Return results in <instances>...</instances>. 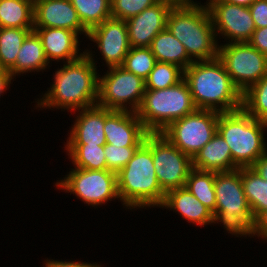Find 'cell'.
I'll list each match as a JSON object with an SVG mask.
<instances>
[{"label":"cell","mask_w":267,"mask_h":267,"mask_svg":"<svg viewBox=\"0 0 267 267\" xmlns=\"http://www.w3.org/2000/svg\"><path fill=\"white\" fill-rule=\"evenodd\" d=\"M118 195L127 207H161L165 192L161 189L153 164L151 133L137 148L128 163L117 173Z\"/></svg>","instance_id":"3"},{"label":"cell","mask_w":267,"mask_h":267,"mask_svg":"<svg viewBox=\"0 0 267 267\" xmlns=\"http://www.w3.org/2000/svg\"><path fill=\"white\" fill-rule=\"evenodd\" d=\"M262 179L267 180V150L251 166Z\"/></svg>","instance_id":"38"},{"label":"cell","mask_w":267,"mask_h":267,"mask_svg":"<svg viewBox=\"0 0 267 267\" xmlns=\"http://www.w3.org/2000/svg\"><path fill=\"white\" fill-rule=\"evenodd\" d=\"M139 146L119 147L106 143L104 154L107 170L116 174L128 163Z\"/></svg>","instance_id":"34"},{"label":"cell","mask_w":267,"mask_h":267,"mask_svg":"<svg viewBox=\"0 0 267 267\" xmlns=\"http://www.w3.org/2000/svg\"><path fill=\"white\" fill-rule=\"evenodd\" d=\"M144 93L145 80L121 66L110 67L106 75L98 77L97 105L100 107L136 113ZM127 102L132 110L127 109Z\"/></svg>","instance_id":"9"},{"label":"cell","mask_w":267,"mask_h":267,"mask_svg":"<svg viewBox=\"0 0 267 267\" xmlns=\"http://www.w3.org/2000/svg\"><path fill=\"white\" fill-rule=\"evenodd\" d=\"M14 79L9 70L3 69L0 67V96L3 91L11 83V80Z\"/></svg>","instance_id":"40"},{"label":"cell","mask_w":267,"mask_h":267,"mask_svg":"<svg viewBox=\"0 0 267 267\" xmlns=\"http://www.w3.org/2000/svg\"><path fill=\"white\" fill-rule=\"evenodd\" d=\"M151 152L161 189L166 193L172 189L185 187L192 169V159L161 133H151Z\"/></svg>","instance_id":"11"},{"label":"cell","mask_w":267,"mask_h":267,"mask_svg":"<svg viewBox=\"0 0 267 267\" xmlns=\"http://www.w3.org/2000/svg\"><path fill=\"white\" fill-rule=\"evenodd\" d=\"M184 80L197 109L224 113L242 108V93L233 84L218 57L208 61H194L184 70Z\"/></svg>","instance_id":"1"},{"label":"cell","mask_w":267,"mask_h":267,"mask_svg":"<svg viewBox=\"0 0 267 267\" xmlns=\"http://www.w3.org/2000/svg\"><path fill=\"white\" fill-rule=\"evenodd\" d=\"M155 63V56L149 47H131L121 67L146 80Z\"/></svg>","instance_id":"32"},{"label":"cell","mask_w":267,"mask_h":267,"mask_svg":"<svg viewBox=\"0 0 267 267\" xmlns=\"http://www.w3.org/2000/svg\"><path fill=\"white\" fill-rule=\"evenodd\" d=\"M156 61L171 63L185 70L194 61L188 56L184 45L165 28L157 34L150 44Z\"/></svg>","instance_id":"22"},{"label":"cell","mask_w":267,"mask_h":267,"mask_svg":"<svg viewBox=\"0 0 267 267\" xmlns=\"http://www.w3.org/2000/svg\"><path fill=\"white\" fill-rule=\"evenodd\" d=\"M34 27L68 29L76 33L89 31L83 26L70 0H34Z\"/></svg>","instance_id":"16"},{"label":"cell","mask_w":267,"mask_h":267,"mask_svg":"<svg viewBox=\"0 0 267 267\" xmlns=\"http://www.w3.org/2000/svg\"><path fill=\"white\" fill-rule=\"evenodd\" d=\"M178 211L188 222L205 225L214 223L213 212L204 206L186 187L169 190L161 205Z\"/></svg>","instance_id":"21"},{"label":"cell","mask_w":267,"mask_h":267,"mask_svg":"<svg viewBox=\"0 0 267 267\" xmlns=\"http://www.w3.org/2000/svg\"><path fill=\"white\" fill-rule=\"evenodd\" d=\"M49 61L46 58L42 42L38 34L32 30L23 41L15 64L9 69L12 76L28 71L45 69Z\"/></svg>","instance_id":"23"},{"label":"cell","mask_w":267,"mask_h":267,"mask_svg":"<svg viewBox=\"0 0 267 267\" xmlns=\"http://www.w3.org/2000/svg\"><path fill=\"white\" fill-rule=\"evenodd\" d=\"M158 0H111L112 18L126 21L153 6Z\"/></svg>","instance_id":"33"},{"label":"cell","mask_w":267,"mask_h":267,"mask_svg":"<svg viewBox=\"0 0 267 267\" xmlns=\"http://www.w3.org/2000/svg\"><path fill=\"white\" fill-rule=\"evenodd\" d=\"M242 108L255 119L267 123V74L242 94Z\"/></svg>","instance_id":"30"},{"label":"cell","mask_w":267,"mask_h":267,"mask_svg":"<svg viewBox=\"0 0 267 267\" xmlns=\"http://www.w3.org/2000/svg\"><path fill=\"white\" fill-rule=\"evenodd\" d=\"M65 147L76 168L107 170L104 146L97 144H67Z\"/></svg>","instance_id":"27"},{"label":"cell","mask_w":267,"mask_h":267,"mask_svg":"<svg viewBox=\"0 0 267 267\" xmlns=\"http://www.w3.org/2000/svg\"><path fill=\"white\" fill-rule=\"evenodd\" d=\"M106 143L119 147L140 146L149 132L135 112L113 110L105 118Z\"/></svg>","instance_id":"17"},{"label":"cell","mask_w":267,"mask_h":267,"mask_svg":"<svg viewBox=\"0 0 267 267\" xmlns=\"http://www.w3.org/2000/svg\"><path fill=\"white\" fill-rule=\"evenodd\" d=\"M219 114L214 110L197 109L172 122L161 134L193 159L216 134Z\"/></svg>","instance_id":"8"},{"label":"cell","mask_w":267,"mask_h":267,"mask_svg":"<svg viewBox=\"0 0 267 267\" xmlns=\"http://www.w3.org/2000/svg\"><path fill=\"white\" fill-rule=\"evenodd\" d=\"M66 176L56 186L75 193L88 205L97 206L112 198H119L115 172L75 168Z\"/></svg>","instance_id":"12"},{"label":"cell","mask_w":267,"mask_h":267,"mask_svg":"<svg viewBox=\"0 0 267 267\" xmlns=\"http://www.w3.org/2000/svg\"><path fill=\"white\" fill-rule=\"evenodd\" d=\"M267 239V210L261 212L254 219V235Z\"/></svg>","instance_id":"37"},{"label":"cell","mask_w":267,"mask_h":267,"mask_svg":"<svg viewBox=\"0 0 267 267\" xmlns=\"http://www.w3.org/2000/svg\"><path fill=\"white\" fill-rule=\"evenodd\" d=\"M33 29L0 28V67L9 70L16 62L17 54L26 36Z\"/></svg>","instance_id":"29"},{"label":"cell","mask_w":267,"mask_h":267,"mask_svg":"<svg viewBox=\"0 0 267 267\" xmlns=\"http://www.w3.org/2000/svg\"><path fill=\"white\" fill-rule=\"evenodd\" d=\"M162 2H167L171 4L173 7L177 6H192L195 5L196 3L192 0H158Z\"/></svg>","instance_id":"41"},{"label":"cell","mask_w":267,"mask_h":267,"mask_svg":"<svg viewBox=\"0 0 267 267\" xmlns=\"http://www.w3.org/2000/svg\"><path fill=\"white\" fill-rule=\"evenodd\" d=\"M267 123L259 121L243 108L220 113L217 132L231 150L233 162L240 167H251L266 151L263 130Z\"/></svg>","instance_id":"5"},{"label":"cell","mask_w":267,"mask_h":267,"mask_svg":"<svg viewBox=\"0 0 267 267\" xmlns=\"http://www.w3.org/2000/svg\"><path fill=\"white\" fill-rule=\"evenodd\" d=\"M184 79V70L177 65L156 61L148 78L145 89L160 90L172 87Z\"/></svg>","instance_id":"31"},{"label":"cell","mask_w":267,"mask_h":267,"mask_svg":"<svg viewBox=\"0 0 267 267\" xmlns=\"http://www.w3.org/2000/svg\"><path fill=\"white\" fill-rule=\"evenodd\" d=\"M192 168L203 171L227 172L239 167L232 160L231 150L227 142L216 132L212 139L194 156Z\"/></svg>","instance_id":"20"},{"label":"cell","mask_w":267,"mask_h":267,"mask_svg":"<svg viewBox=\"0 0 267 267\" xmlns=\"http://www.w3.org/2000/svg\"><path fill=\"white\" fill-rule=\"evenodd\" d=\"M166 28L184 45L191 60L208 61L218 57L217 34L206 5L172 7Z\"/></svg>","instance_id":"4"},{"label":"cell","mask_w":267,"mask_h":267,"mask_svg":"<svg viewBox=\"0 0 267 267\" xmlns=\"http://www.w3.org/2000/svg\"><path fill=\"white\" fill-rule=\"evenodd\" d=\"M70 2L88 31L112 17L111 0H70Z\"/></svg>","instance_id":"28"},{"label":"cell","mask_w":267,"mask_h":267,"mask_svg":"<svg viewBox=\"0 0 267 267\" xmlns=\"http://www.w3.org/2000/svg\"><path fill=\"white\" fill-rule=\"evenodd\" d=\"M218 58L242 94L267 74V55L260 53L249 42L219 46Z\"/></svg>","instance_id":"10"},{"label":"cell","mask_w":267,"mask_h":267,"mask_svg":"<svg viewBox=\"0 0 267 267\" xmlns=\"http://www.w3.org/2000/svg\"><path fill=\"white\" fill-rule=\"evenodd\" d=\"M249 43L260 53L267 55V27L255 29Z\"/></svg>","instance_id":"36"},{"label":"cell","mask_w":267,"mask_h":267,"mask_svg":"<svg viewBox=\"0 0 267 267\" xmlns=\"http://www.w3.org/2000/svg\"><path fill=\"white\" fill-rule=\"evenodd\" d=\"M230 4H236L240 6L249 7L252 3L256 2L257 0H221Z\"/></svg>","instance_id":"42"},{"label":"cell","mask_w":267,"mask_h":267,"mask_svg":"<svg viewBox=\"0 0 267 267\" xmlns=\"http://www.w3.org/2000/svg\"><path fill=\"white\" fill-rule=\"evenodd\" d=\"M215 33L231 39L229 43L249 42L255 31V23L249 7L210 0L206 5ZM220 31V32H219Z\"/></svg>","instance_id":"13"},{"label":"cell","mask_w":267,"mask_h":267,"mask_svg":"<svg viewBox=\"0 0 267 267\" xmlns=\"http://www.w3.org/2000/svg\"><path fill=\"white\" fill-rule=\"evenodd\" d=\"M242 185L255 219L267 210V180L262 179L251 167H242Z\"/></svg>","instance_id":"25"},{"label":"cell","mask_w":267,"mask_h":267,"mask_svg":"<svg viewBox=\"0 0 267 267\" xmlns=\"http://www.w3.org/2000/svg\"><path fill=\"white\" fill-rule=\"evenodd\" d=\"M34 0H0V28L34 29Z\"/></svg>","instance_id":"24"},{"label":"cell","mask_w":267,"mask_h":267,"mask_svg":"<svg viewBox=\"0 0 267 267\" xmlns=\"http://www.w3.org/2000/svg\"><path fill=\"white\" fill-rule=\"evenodd\" d=\"M197 110L187 82L160 90L145 89L137 117L149 133H161L172 122Z\"/></svg>","instance_id":"7"},{"label":"cell","mask_w":267,"mask_h":267,"mask_svg":"<svg viewBox=\"0 0 267 267\" xmlns=\"http://www.w3.org/2000/svg\"><path fill=\"white\" fill-rule=\"evenodd\" d=\"M113 110L95 105L81 109L80 115L72 127L67 144H89L104 146L106 138L104 134L105 118Z\"/></svg>","instance_id":"18"},{"label":"cell","mask_w":267,"mask_h":267,"mask_svg":"<svg viewBox=\"0 0 267 267\" xmlns=\"http://www.w3.org/2000/svg\"><path fill=\"white\" fill-rule=\"evenodd\" d=\"M88 37L98 44L109 68L122 66L131 48L126 21L111 17L92 28Z\"/></svg>","instance_id":"14"},{"label":"cell","mask_w":267,"mask_h":267,"mask_svg":"<svg viewBox=\"0 0 267 267\" xmlns=\"http://www.w3.org/2000/svg\"><path fill=\"white\" fill-rule=\"evenodd\" d=\"M98 77L95 62L85 51L81 58L65 63L55 72L52 87L37 105L68 110L93 107L97 105Z\"/></svg>","instance_id":"2"},{"label":"cell","mask_w":267,"mask_h":267,"mask_svg":"<svg viewBox=\"0 0 267 267\" xmlns=\"http://www.w3.org/2000/svg\"><path fill=\"white\" fill-rule=\"evenodd\" d=\"M216 207L214 222L237 236L254 235V218L242 185V167L227 172H215Z\"/></svg>","instance_id":"6"},{"label":"cell","mask_w":267,"mask_h":267,"mask_svg":"<svg viewBox=\"0 0 267 267\" xmlns=\"http://www.w3.org/2000/svg\"><path fill=\"white\" fill-rule=\"evenodd\" d=\"M49 261V262H48ZM46 267H100L97 264H90V263H81V262H66V261H50L47 260L45 263Z\"/></svg>","instance_id":"39"},{"label":"cell","mask_w":267,"mask_h":267,"mask_svg":"<svg viewBox=\"0 0 267 267\" xmlns=\"http://www.w3.org/2000/svg\"><path fill=\"white\" fill-rule=\"evenodd\" d=\"M172 5L158 1L140 14L126 20L130 47H150L152 40L167 26Z\"/></svg>","instance_id":"15"},{"label":"cell","mask_w":267,"mask_h":267,"mask_svg":"<svg viewBox=\"0 0 267 267\" xmlns=\"http://www.w3.org/2000/svg\"><path fill=\"white\" fill-rule=\"evenodd\" d=\"M215 172L192 168L186 180L185 187L213 214L216 207L214 189Z\"/></svg>","instance_id":"26"},{"label":"cell","mask_w":267,"mask_h":267,"mask_svg":"<svg viewBox=\"0 0 267 267\" xmlns=\"http://www.w3.org/2000/svg\"><path fill=\"white\" fill-rule=\"evenodd\" d=\"M41 39L47 60H65L72 62L81 58L85 52L78 54V33L68 29L51 27H34Z\"/></svg>","instance_id":"19"},{"label":"cell","mask_w":267,"mask_h":267,"mask_svg":"<svg viewBox=\"0 0 267 267\" xmlns=\"http://www.w3.org/2000/svg\"><path fill=\"white\" fill-rule=\"evenodd\" d=\"M249 9L256 29L267 27V0H257Z\"/></svg>","instance_id":"35"}]
</instances>
